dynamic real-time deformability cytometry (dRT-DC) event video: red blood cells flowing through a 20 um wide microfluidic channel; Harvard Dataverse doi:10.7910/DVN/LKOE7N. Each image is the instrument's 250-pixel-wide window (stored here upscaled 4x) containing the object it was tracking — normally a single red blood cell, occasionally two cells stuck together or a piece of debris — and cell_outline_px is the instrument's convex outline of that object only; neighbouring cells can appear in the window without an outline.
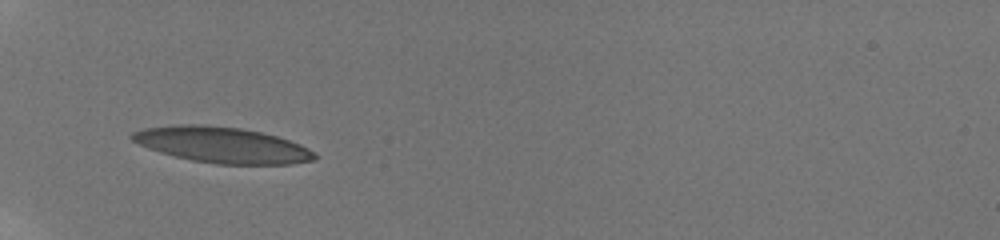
{"species": "human", "species_latin": "Homo sapiens", "temperature_condition": "room temperature", "stored_images_in_passage": 38, "camera_frame_rate_fps": 3000, "um_per_image_px": 0.085, "donor": {"sex": "male"}, "frame": {"image": 1, "passage_image": 1, "time_ms": 0.0, "image_size_px": [1000, 240], "cell_outline_px": [[316, 160], [292, 164], [216, 164], [192, 160], [160, 152], [148, 148], [132, 140], [128, 136], [132, 132], [144, 128], [180, 124], [204, 124], [240, 128], [260, 132], [276, 136], [300, 144], [308, 148], [316, 156]], "centroid_in_image_um": [18.86, 12.31], "position_along_channel_um": 66.1, "area_um2": 37.97}}
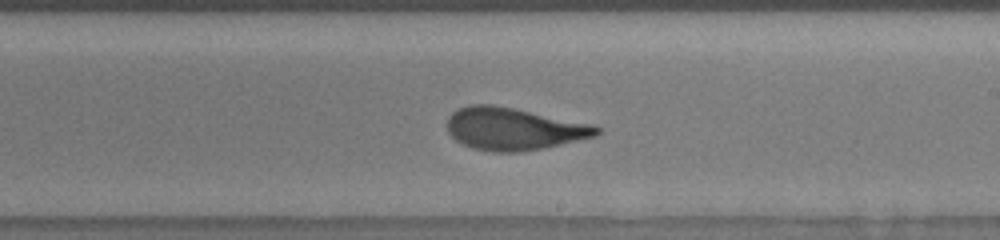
{"frame": {"image": 2, "passage_image": 21, "time_ms": 5.0, "image_size_px": [1000, 240], "cell_outline_px": [[600, 132], [596, 136], [544, 148], [520, 152], [492, 152], [472, 148], [456, 140], [448, 132], [448, 116], [452, 112], [460, 108], [472, 104], [492, 104], [592, 124], [600, 128]], "centroid_in_image_um": [43.65, 10.96], "position_along_channel_um": 245.4, "area_um2": 36.65}}
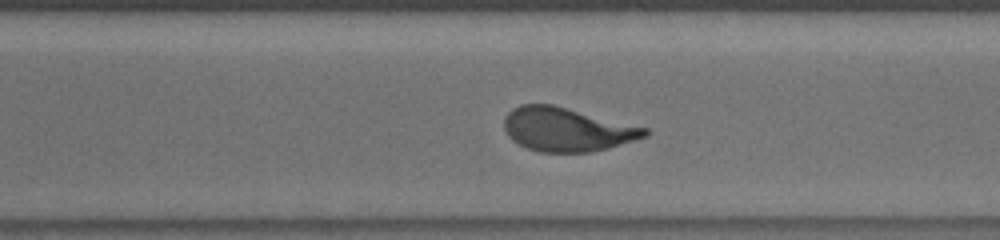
{"frame": {"image": 3, "passage_image": 32, "time_ms": 7.0, "image_size_px": [1000, 240], "cell_outline_px": [[648, 136], [608, 148], [592, 152], [540, 152], [528, 148], [512, 140], [508, 136], [504, 128], [504, 120], [508, 112], [512, 108], [520, 104], [552, 104], [648, 128]], "centroid_in_image_um": [48.18, 11.0], "position_along_channel_um": 322.4, "area_um2": 35.78}}